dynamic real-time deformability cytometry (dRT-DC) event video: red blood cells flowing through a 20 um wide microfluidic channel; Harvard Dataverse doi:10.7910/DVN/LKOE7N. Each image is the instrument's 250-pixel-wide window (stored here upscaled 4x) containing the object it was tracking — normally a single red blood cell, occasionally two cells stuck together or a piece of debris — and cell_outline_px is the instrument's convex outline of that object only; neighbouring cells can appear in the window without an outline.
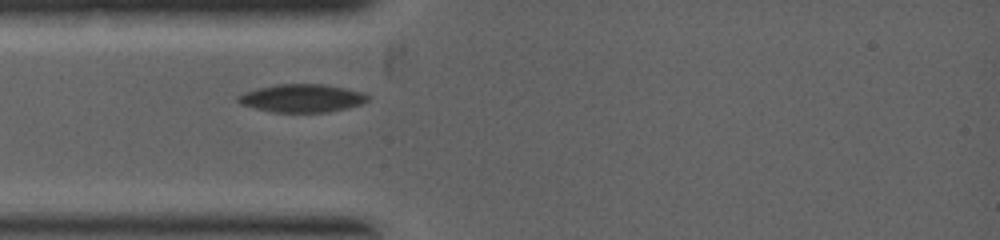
{"species": "common noctule bat (a hibernating species)", "species_latin": "Nyctalus noctula", "temperature_condition": "warm", "stored_images_in_passage": 2, "camera_frame_rate_fps": 5000, "um_per_image_px": 0.085, "animal": {"sex": "female", "body_mass_g": 19.0, "forearm_length_mm": 53.3}, "frame": {"image": 1, "passage_image": 2, "time_ms": 0.8, "image_size_px": [1000, 240], "cell_outline_px": [[368, 100], [360, 104], [328, 112], [272, 112], [240, 104], [236, 100], [236, 96], [244, 92], [256, 88], [276, 84], [324, 84], [364, 92], [368, 96]], "centroid_in_image_um": [25.61, 8.34], "position_along_channel_um": 59.4, "area_um2": 21.15}}